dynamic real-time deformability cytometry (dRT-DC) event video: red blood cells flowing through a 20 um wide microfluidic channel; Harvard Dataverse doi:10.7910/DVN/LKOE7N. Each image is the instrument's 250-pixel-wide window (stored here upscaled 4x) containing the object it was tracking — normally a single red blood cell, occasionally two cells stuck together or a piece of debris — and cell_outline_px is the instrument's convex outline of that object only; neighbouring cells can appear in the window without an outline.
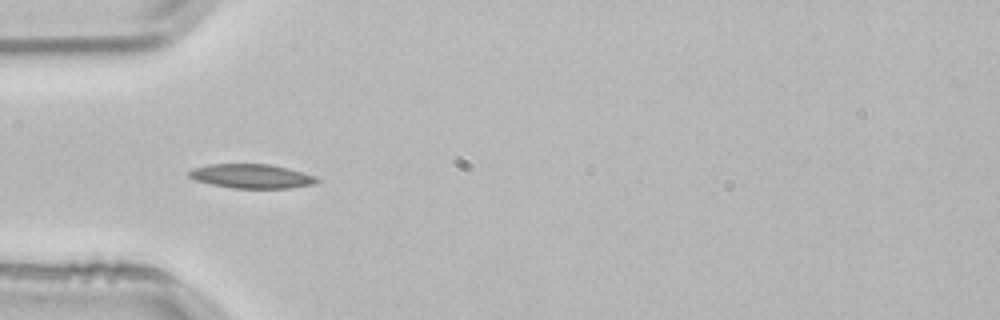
{"species": "common noctule bat (a hibernating species)", "species_latin": "Nyctalus noctula", "temperature_condition": "room temperature", "stored_images_in_passage": 2, "camera_frame_rate_fps": 3000, "um_per_image_px": 0.085, "animal": {"sex": "male", "body_mass_g": 21.5, "forearm_length_mm": 52.0}, "frame": {"image": 1, "passage_image": 2, "time_ms": 0.333, "image_size_px": [1000, 320], "cell_outline_px": [[320, 180], [312, 184], [288, 188], [232, 188], [212, 184], [196, 180], [188, 176], [188, 172], [192, 168], [208, 164], [268, 164], [288, 168], [316, 176]], "centroid_in_image_um": [21.36, 14.97], "position_along_channel_um": 63.6, "area_um2": 17.92}}